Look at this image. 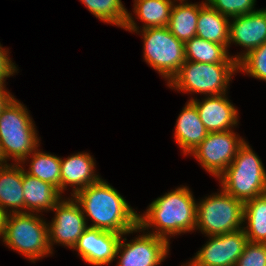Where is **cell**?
I'll return each mask as SVG.
<instances>
[{
  "label": "cell",
  "instance_id": "1",
  "mask_svg": "<svg viewBox=\"0 0 266 266\" xmlns=\"http://www.w3.org/2000/svg\"><path fill=\"white\" fill-rule=\"evenodd\" d=\"M83 214L91 219L89 227L125 235L140 230L138 215L112 186L100 179L74 194Z\"/></svg>",
  "mask_w": 266,
  "mask_h": 266
},
{
  "label": "cell",
  "instance_id": "2",
  "mask_svg": "<svg viewBox=\"0 0 266 266\" xmlns=\"http://www.w3.org/2000/svg\"><path fill=\"white\" fill-rule=\"evenodd\" d=\"M145 213L138 215L140 230L154 225L157 228L151 234L168 240L167 235L195 229L197 204L186 186L179 187L153 201Z\"/></svg>",
  "mask_w": 266,
  "mask_h": 266
},
{
  "label": "cell",
  "instance_id": "3",
  "mask_svg": "<svg viewBox=\"0 0 266 266\" xmlns=\"http://www.w3.org/2000/svg\"><path fill=\"white\" fill-rule=\"evenodd\" d=\"M218 178L223 190L242 202L266 194V171L246 142L240 146L232 163Z\"/></svg>",
  "mask_w": 266,
  "mask_h": 266
},
{
  "label": "cell",
  "instance_id": "4",
  "mask_svg": "<svg viewBox=\"0 0 266 266\" xmlns=\"http://www.w3.org/2000/svg\"><path fill=\"white\" fill-rule=\"evenodd\" d=\"M13 99L0 114V142L6 158L26 161L39 144L36 130L28 111Z\"/></svg>",
  "mask_w": 266,
  "mask_h": 266
},
{
  "label": "cell",
  "instance_id": "5",
  "mask_svg": "<svg viewBox=\"0 0 266 266\" xmlns=\"http://www.w3.org/2000/svg\"><path fill=\"white\" fill-rule=\"evenodd\" d=\"M3 242L32 261L52 254L48 224L34 213H8Z\"/></svg>",
  "mask_w": 266,
  "mask_h": 266
},
{
  "label": "cell",
  "instance_id": "6",
  "mask_svg": "<svg viewBox=\"0 0 266 266\" xmlns=\"http://www.w3.org/2000/svg\"><path fill=\"white\" fill-rule=\"evenodd\" d=\"M238 63H200L185 61L179 71L168 82L180 91H191L211 95L226 93L232 74Z\"/></svg>",
  "mask_w": 266,
  "mask_h": 266
},
{
  "label": "cell",
  "instance_id": "7",
  "mask_svg": "<svg viewBox=\"0 0 266 266\" xmlns=\"http://www.w3.org/2000/svg\"><path fill=\"white\" fill-rule=\"evenodd\" d=\"M244 202L226 193L209 196L197 204L196 226L208 236L243 229Z\"/></svg>",
  "mask_w": 266,
  "mask_h": 266
},
{
  "label": "cell",
  "instance_id": "8",
  "mask_svg": "<svg viewBox=\"0 0 266 266\" xmlns=\"http://www.w3.org/2000/svg\"><path fill=\"white\" fill-rule=\"evenodd\" d=\"M141 32L145 61L169 82L186 61L185 43L178 40L167 26L147 28Z\"/></svg>",
  "mask_w": 266,
  "mask_h": 266
},
{
  "label": "cell",
  "instance_id": "9",
  "mask_svg": "<svg viewBox=\"0 0 266 266\" xmlns=\"http://www.w3.org/2000/svg\"><path fill=\"white\" fill-rule=\"evenodd\" d=\"M245 141L231 130L209 132L207 137L190 153L207 172L219 177L232 163Z\"/></svg>",
  "mask_w": 266,
  "mask_h": 266
},
{
  "label": "cell",
  "instance_id": "10",
  "mask_svg": "<svg viewBox=\"0 0 266 266\" xmlns=\"http://www.w3.org/2000/svg\"><path fill=\"white\" fill-rule=\"evenodd\" d=\"M209 237L188 266H235L248 243L243 229Z\"/></svg>",
  "mask_w": 266,
  "mask_h": 266
},
{
  "label": "cell",
  "instance_id": "11",
  "mask_svg": "<svg viewBox=\"0 0 266 266\" xmlns=\"http://www.w3.org/2000/svg\"><path fill=\"white\" fill-rule=\"evenodd\" d=\"M56 215L48 225L49 245L56 242L74 248L88 227L80 205L74 199L61 200L52 209Z\"/></svg>",
  "mask_w": 266,
  "mask_h": 266
},
{
  "label": "cell",
  "instance_id": "12",
  "mask_svg": "<svg viewBox=\"0 0 266 266\" xmlns=\"http://www.w3.org/2000/svg\"><path fill=\"white\" fill-rule=\"evenodd\" d=\"M119 240L116 256L120 257L118 266H157L168 254V240L155 236L154 234H145L139 236L130 243H124ZM122 251V252H121Z\"/></svg>",
  "mask_w": 266,
  "mask_h": 266
},
{
  "label": "cell",
  "instance_id": "13",
  "mask_svg": "<svg viewBox=\"0 0 266 266\" xmlns=\"http://www.w3.org/2000/svg\"><path fill=\"white\" fill-rule=\"evenodd\" d=\"M122 234L87 227L73 249L92 265H106L116 258V250Z\"/></svg>",
  "mask_w": 266,
  "mask_h": 266
},
{
  "label": "cell",
  "instance_id": "14",
  "mask_svg": "<svg viewBox=\"0 0 266 266\" xmlns=\"http://www.w3.org/2000/svg\"><path fill=\"white\" fill-rule=\"evenodd\" d=\"M232 19L229 44L235 42L247 49L243 55L234 57L239 62L250 51L266 42V10L253 11Z\"/></svg>",
  "mask_w": 266,
  "mask_h": 266
},
{
  "label": "cell",
  "instance_id": "15",
  "mask_svg": "<svg viewBox=\"0 0 266 266\" xmlns=\"http://www.w3.org/2000/svg\"><path fill=\"white\" fill-rule=\"evenodd\" d=\"M225 94L208 96L202 102L190 99L195 104L201 122L208 132L228 131L238 122V112Z\"/></svg>",
  "mask_w": 266,
  "mask_h": 266
},
{
  "label": "cell",
  "instance_id": "16",
  "mask_svg": "<svg viewBox=\"0 0 266 266\" xmlns=\"http://www.w3.org/2000/svg\"><path fill=\"white\" fill-rule=\"evenodd\" d=\"M95 162L88 153H78L66 159H61V193L66 186H76L74 193L96 183L101 178L94 174Z\"/></svg>",
  "mask_w": 266,
  "mask_h": 266
},
{
  "label": "cell",
  "instance_id": "17",
  "mask_svg": "<svg viewBox=\"0 0 266 266\" xmlns=\"http://www.w3.org/2000/svg\"><path fill=\"white\" fill-rule=\"evenodd\" d=\"M175 139L184 154L191 153L208 135L195 104L189 100L175 126Z\"/></svg>",
  "mask_w": 266,
  "mask_h": 266
},
{
  "label": "cell",
  "instance_id": "18",
  "mask_svg": "<svg viewBox=\"0 0 266 266\" xmlns=\"http://www.w3.org/2000/svg\"><path fill=\"white\" fill-rule=\"evenodd\" d=\"M16 165V166H15ZM23 168L17 164L0 167V207L8 213H26L23 195ZM21 208V210H20Z\"/></svg>",
  "mask_w": 266,
  "mask_h": 266
},
{
  "label": "cell",
  "instance_id": "19",
  "mask_svg": "<svg viewBox=\"0 0 266 266\" xmlns=\"http://www.w3.org/2000/svg\"><path fill=\"white\" fill-rule=\"evenodd\" d=\"M24 210H51L61 200L60 191L53 185L31 176L23 169Z\"/></svg>",
  "mask_w": 266,
  "mask_h": 266
},
{
  "label": "cell",
  "instance_id": "20",
  "mask_svg": "<svg viewBox=\"0 0 266 266\" xmlns=\"http://www.w3.org/2000/svg\"><path fill=\"white\" fill-rule=\"evenodd\" d=\"M228 21L229 18L220 14L208 3H201L196 36L223 45L227 49L230 33V22Z\"/></svg>",
  "mask_w": 266,
  "mask_h": 266
},
{
  "label": "cell",
  "instance_id": "21",
  "mask_svg": "<svg viewBox=\"0 0 266 266\" xmlns=\"http://www.w3.org/2000/svg\"><path fill=\"white\" fill-rule=\"evenodd\" d=\"M81 2L103 22L113 23L118 27L137 33L138 27L121 0H81Z\"/></svg>",
  "mask_w": 266,
  "mask_h": 266
},
{
  "label": "cell",
  "instance_id": "22",
  "mask_svg": "<svg viewBox=\"0 0 266 266\" xmlns=\"http://www.w3.org/2000/svg\"><path fill=\"white\" fill-rule=\"evenodd\" d=\"M180 3L173 5L167 27L178 40L186 43L196 36L200 5Z\"/></svg>",
  "mask_w": 266,
  "mask_h": 266
},
{
  "label": "cell",
  "instance_id": "23",
  "mask_svg": "<svg viewBox=\"0 0 266 266\" xmlns=\"http://www.w3.org/2000/svg\"><path fill=\"white\" fill-rule=\"evenodd\" d=\"M227 51L223 45L197 36L185 43V59L191 62L238 63Z\"/></svg>",
  "mask_w": 266,
  "mask_h": 266
},
{
  "label": "cell",
  "instance_id": "24",
  "mask_svg": "<svg viewBox=\"0 0 266 266\" xmlns=\"http://www.w3.org/2000/svg\"><path fill=\"white\" fill-rule=\"evenodd\" d=\"M243 220H248L243 227L248 241L266 244V194L244 202Z\"/></svg>",
  "mask_w": 266,
  "mask_h": 266
},
{
  "label": "cell",
  "instance_id": "25",
  "mask_svg": "<svg viewBox=\"0 0 266 266\" xmlns=\"http://www.w3.org/2000/svg\"><path fill=\"white\" fill-rule=\"evenodd\" d=\"M173 3L172 0H135L134 13L145 23L143 30L168 26Z\"/></svg>",
  "mask_w": 266,
  "mask_h": 266
},
{
  "label": "cell",
  "instance_id": "26",
  "mask_svg": "<svg viewBox=\"0 0 266 266\" xmlns=\"http://www.w3.org/2000/svg\"><path fill=\"white\" fill-rule=\"evenodd\" d=\"M35 149L26 173L55 186L61 193V158Z\"/></svg>",
  "mask_w": 266,
  "mask_h": 266
},
{
  "label": "cell",
  "instance_id": "27",
  "mask_svg": "<svg viewBox=\"0 0 266 266\" xmlns=\"http://www.w3.org/2000/svg\"><path fill=\"white\" fill-rule=\"evenodd\" d=\"M238 69L266 81V42L246 54L238 62Z\"/></svg>",
  "mask_w": 266,
  "mask_h": 266
},
{
  "label": "cell",
  "instance_id": "28",
  "mask_svg": "<svg viewBox=\"0 0 266 266\" xmlns=\"http://www.w3.org/2000/svg\"><path fill=\"white\" fill-rule=\"evenodd\" d=\"M256 0H207V3L226 17H237L249 14L255 10L254 3Z\"/></svg>",
  "mask_w": 266,
  "mask_h": 266
},
{
  "label": "cell",
  "instance_id": "29",
  "mask_svg": "<svg viewBox=\"0 0 266 266\" xmlns=\"http://www.w3.org/2000/svg\"><path fill=\"white\" fill-rule=\"evenodd\" d=\"M235 266H266V244L248 241Z\"/></svg>",
  "mask_w": 266,
  "mask_h": 266
},
{
  "label": "cell",
  "instance_id": "30",
  "mask_svg": "<svg viewBox=\"0 0 266 266\" xmlns=\"http://www.w3.org/2000/svg\"><path fill=\"white\" fill-rule=\"evenodd\" d=\"M0 45V88L4 87V78L10 77L17 71L16 66L8 58V52Z\"/></svg>",
  "mask_w": 266,
  "mask_h": 266
},
{
  "label": "cell",
  "instance_id": "31",
  "mask_svg": "<svg viewBox=\"0 0 266 266\" xmlns=\"http://www.w3.org/2000/svg\"><path fill=\"white\" fill-rule=\"evenodd\" d=\"M14 99L13 96L9 92L5 90V87L0 88V114L3 111V109L11 103V101Z\"/></svg>",
  "mask_w": 266,
  "mask_h": 266
},
{
  "label": "cell",
  "instance_id": "32",
  "mask_svg": "<svg viewBox=\"0 0 266 266\" xmlns=\"http://www.w3.org/2000/svg\"><path fill=\"white\" fill-rule=\"evenodd\" d=\"M8 213L0 207V236L3 237Z\"/></svg>",
  "mask_w": 266,
  "mask_h": 266
},
{
  "label": "cell",
  "instance_id": "33",
  "mask_svg": "<svg viewBox=\"0 0 266 266\" xmlns=\"http://www.w3.org/2000/svg\"><path fill=\"white\" fill-rule=\"evenodd\" d=\"M4 161L7 162V158H6V156H5L4 152H3V149H2V146H1V142H0V167L8 165ZM3 163H5V164L3 165Z\"/></svg>",
  "mask_w": 266,
  "mask_h": 266
}]
</instances>
